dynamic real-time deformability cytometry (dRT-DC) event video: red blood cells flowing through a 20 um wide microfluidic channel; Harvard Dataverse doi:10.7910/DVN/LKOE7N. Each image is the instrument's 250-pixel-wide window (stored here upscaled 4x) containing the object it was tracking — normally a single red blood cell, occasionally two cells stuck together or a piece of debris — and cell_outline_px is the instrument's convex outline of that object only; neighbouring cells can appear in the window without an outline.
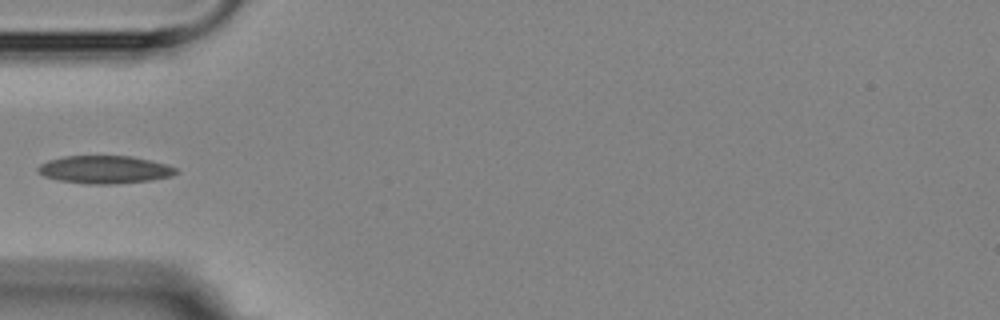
{"species": "Egyptian fruit bat (a non-hibernating species)", "species_latin": "Rousettus aegyptiacus", "temperature_condition": "room temperature", "stored_images_in_passage": 5, "camera_frame_rate_fps": 3000, "um_per_image_px": 0.085, "animal": {"sex": "female"}, "frame": {"image": 1, "passage_image": 4, "time_ms": 4.333, "image_size_px": [1000, 320], "cell_outline_px": [[180, 172], [172, 176], [152, 180], [112, 184], [88, 184], [60, 180], [44, 176], [36, 168], [40, 164], [48, 160], [64, 156], [132, 156], [168, 164], [176, 168]], "centroid_in_image_um": [8.94, 14.41], "position_along_channel_um": 76.1, "area_um2": 22.43}}
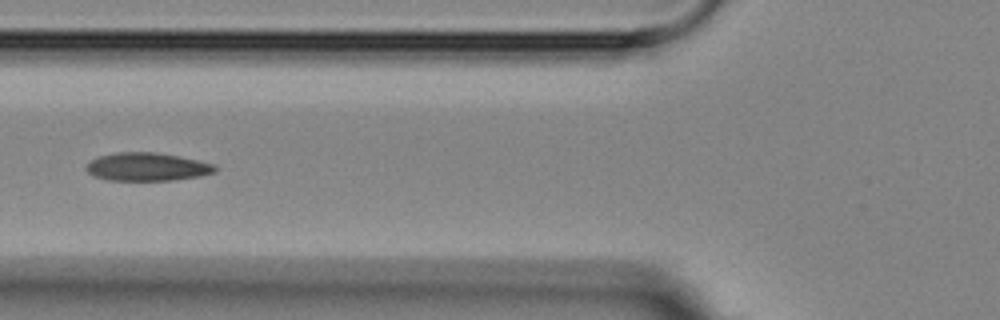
{"frame": {"image": 2, "passage_image": 5, "time_ms": 5.333, "image_size_px": [1000, 320], "cell_outline_px": [[216, 172], [200, 176], [172, 180], [108, 180], [92, 176], [84, 168], [92, 160], [100, 156], [116, 152], [156, 152], [196, 160], [212, 164], [216, 168]], "centroid_in_image_um": [12.46, 14.18], "position_along_channel_um": 113.3, "area_um2": 20.92}}